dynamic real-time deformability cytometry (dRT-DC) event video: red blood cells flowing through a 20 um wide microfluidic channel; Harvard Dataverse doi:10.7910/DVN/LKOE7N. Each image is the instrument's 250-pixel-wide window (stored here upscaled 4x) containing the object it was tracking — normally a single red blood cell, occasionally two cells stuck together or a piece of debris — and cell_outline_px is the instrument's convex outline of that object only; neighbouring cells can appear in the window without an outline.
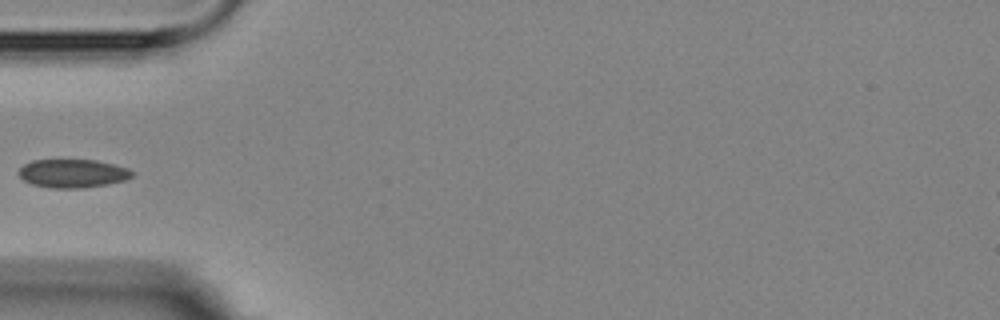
{"species": "Egyptian fruit bat (a non-hibernating species)", "species_latin": "Rousettus aegyptiacus", "temperature_condition": "room temperature", "stored_images_in_passage": 6, "camera_frame_rate_fps": 3000, "um_per_image_px": 0.085, "animal": {"sex": "female"}, "frame": {"image": 1, "passage_image": 5, "time_ms": 4.667, "image_size_px": [1000, 320], "cell_outline_px": [[136, 172], [132, 176], [124, 180], [108, 184], [84, 188], [48, 188], [32, 184], [24, 180], [16, 172], [24, 164], [32, 160], [96, 160], [128, 168]], "centroid_in_image_um": [6.17, 14.74], "position_along_channel_um": 78.8, "area_um2": 18.9}}
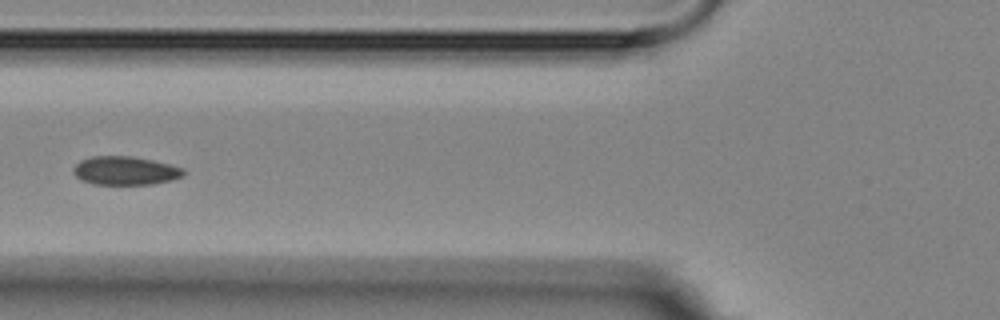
{"frame": {"image": 2, "passage_image": 6, "time_ms": 5.667, "image_size_px": [1000, 320], "cell_outline_px": [[184, 176], [172, 180], [152, 184], [92, 184], [80, 180], [72, 172], [72, 168], [80, 160], [92, 156], [132, 156], [152, 160], [184, 168]], "centroid_in_image_um": [10.62, 14.51], "position_along_channel_um": 115.2, "area_um2": 18.44}}